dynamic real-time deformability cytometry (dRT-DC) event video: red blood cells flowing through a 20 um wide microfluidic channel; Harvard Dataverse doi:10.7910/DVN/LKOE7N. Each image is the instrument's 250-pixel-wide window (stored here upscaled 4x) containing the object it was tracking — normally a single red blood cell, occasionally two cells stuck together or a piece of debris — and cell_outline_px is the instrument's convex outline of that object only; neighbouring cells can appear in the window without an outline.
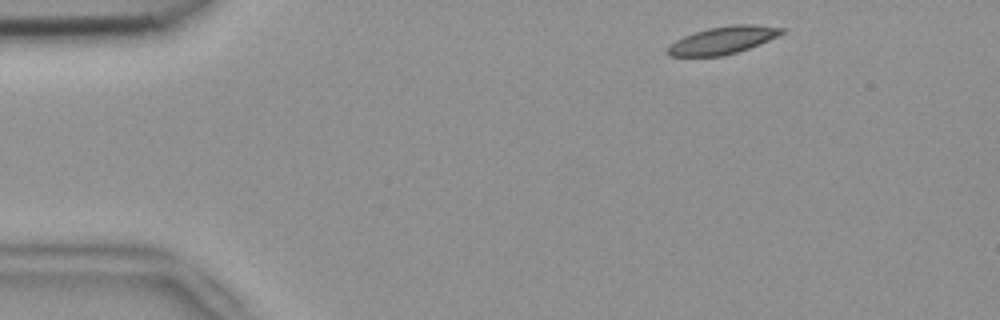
{"species": "common noctule bat (a hibernating species)", "species_latin": "Nyctalus noctula", "temperature_condition": "room temperature", "stored_images_in_passage": 47, "camera_frame_rate_fps": 3000, "um_per_image_px": 0.085, "animal": {"sex": "female", "body_mass_g": 18.4}, "frame": {"image": 1, "passage_image": 2, "time_ms": 0.333, "image_size_px": [1000, 320], "cell_outline_px": [[784, 32], [768, 40], [748, 48], [724, 56], [668, 56], [664, 52], [664, 48], [668, 44], [684, 36], [708, 28], [732, 24], [752, 24], [784, 28]], "centroid_in_image_um": [61.35, 3.42], "position_along_channel_um": 23.7, "area_um2": 18.26}}
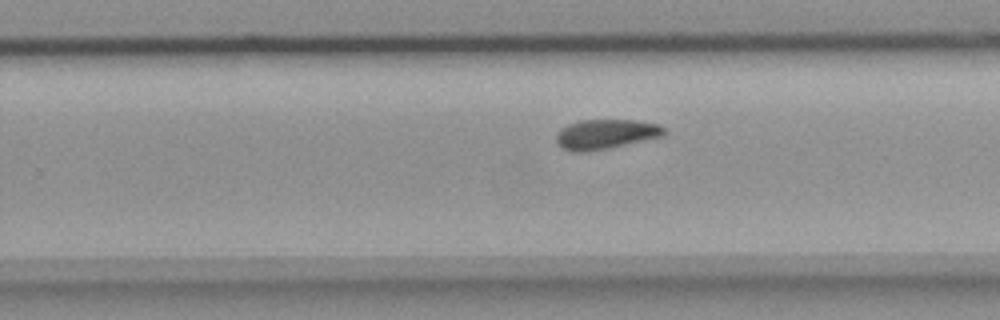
{"frame": {"image": 2, "passage_image": 28, "time_ms": 9.0, "image_size_px": [1000, 320], "cell_outline_px": [[664, 136], [608, 148], [584, 152], [572, 152], [564, 148], [556, 140], [556, 132], [560, 128], [568, 124], [580, 120], [636, 120], [660, 124], [664, 128]], "centroid_in_image_um": [51.48, 11.39], "position_along_channel_um": 278.3, "area_um2": 18.67}}
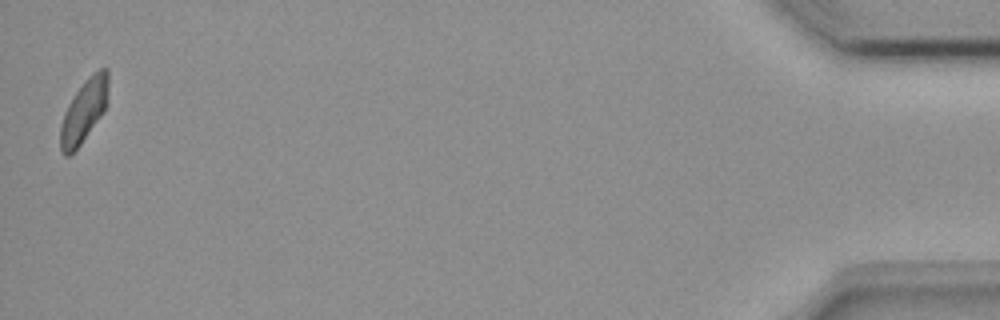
{"frame": {"image": 3, "passage_image": 47, "time_ms": 15.333, "image_size_px": [1000, 320], "cell_outline_px": [[108, 88], [104, 112], [80, 144], [68, 156], [64, 156], [60, 152], [60, 124], [64, 112], [68, 104], [76, 92], [88, 76], [92, 72], [100, 68], [108, 68]], "centroid_in_image_um": [7.12, 9.42], "position_along_channel_um": 428.1, "area_um2": 17.46}, "authors_computed_cell_mechanics": {"area_um2": 18.4382, "velocity_mm_per_s": 3.8187, "shape_relaxation_time_tau1_ms": 7.8063, "shape_relaxation_time_tau2_ms": 4.3391, "deformation_change_tau1": 0.1485, "deformation_change_tau2": 0.0921}}